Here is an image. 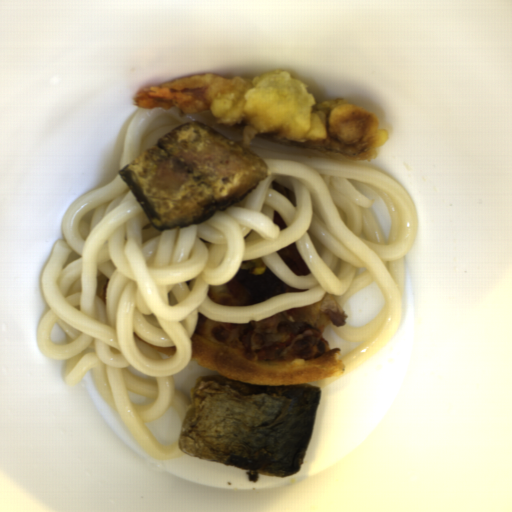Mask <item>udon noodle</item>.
<instances>
[{"label":"udon noodle","instance_id":"1","mask_svg":"<svg viewBox=\"0 0 512 512\" xmlns=\"http://www.w3.org/2000/svg\"><path fill=\"white\" fill-rule=\"evenodd\" d=\"M268 175L201 224L158 230L117 174L66 209L62 238L41 272L48 310L36 334L40 352L65 360L74 386L92 372L101 397L154 460L183 456L179 439L161 444L146 426L173 407L181 422L190 401L174 375L192 360L198 313L247 324L332 295L342 306L376 283L383 305L362 326L330 328L360 343L342 355L341 377L374 356L403 321L406 255L417 208L393 176L367 160L252 138ZM294 243L311 271L295 275L276 253ZM262 259L288 286L259 305L226 307L207 297L241 261Z\"/></svg>","mask_w":512,"mask_h":512},{"label":"udon noodle","instance_id":"2","mask_svg":"<svg viewBox=\"0 0 512 512\" xmlns=\"http://www.w3.org/2000/svg\"><path fill=\"white\" fill-rule=\"evenodd\" d=\"M193 120H199L230 139L241 142L233 130L228 129L214 118L197 113L181 115L178 107L172 109L141 108L128 126L119 170L129 165L171 130Z\"/></svg>","mask_w":512,"mask_h":512}]
</instances>
